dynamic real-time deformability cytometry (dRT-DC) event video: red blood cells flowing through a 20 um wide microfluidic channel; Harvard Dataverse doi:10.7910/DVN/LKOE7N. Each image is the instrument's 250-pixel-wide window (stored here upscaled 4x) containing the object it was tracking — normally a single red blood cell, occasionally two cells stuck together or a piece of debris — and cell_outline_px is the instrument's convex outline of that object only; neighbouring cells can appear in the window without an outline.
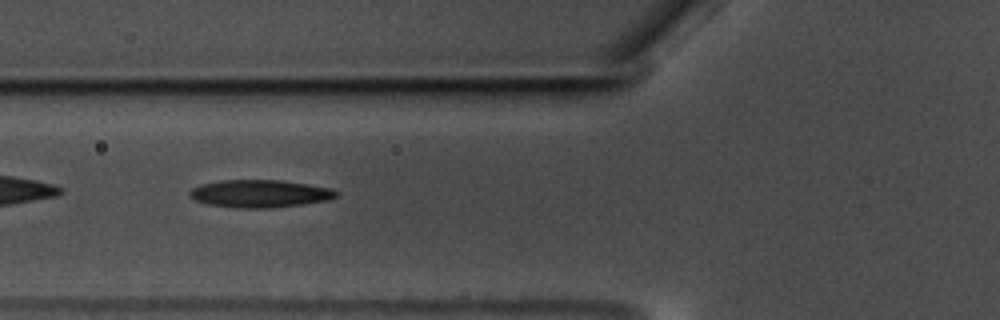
{"species": "common noctule bat (a hibernating species)", "species_latin": "Nyctalus noctula", "temperature_condition": "warm", "stored_images_in_passage": 51, "camera_frame_rate_fps": 3000, "um_per_image_px": 0.085, "animal": {"sex": "male", "body_mass_g": 17.5, "forearm_length_mm": 52.3}, "frame": {"image": 1, "passage_image": 15, "time_ms": 4.667, "image_size_px": [1000, 320], "cell_outline_px": [[340, 192], [336, 196], [328, 200], [304, 204], [268, 208], [236, 208], [208, 204], [196, 200], [188, 196], [188, 192], [192, 188], [200, 184], [224, 180], [280, 180], [308, 184], [332, 188]], "centroid_in_image_um": [22.09, 16.46], "position_along_channel_um": 103.7, "area_um2": 23.7}}
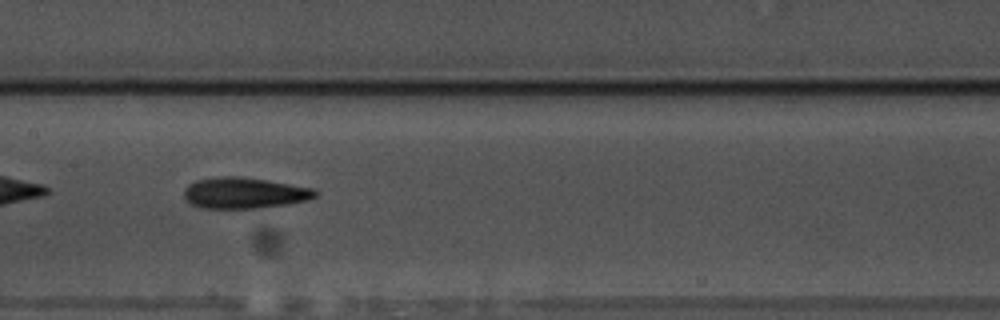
{"frame": {"image": 2, "passage_image": 22, "time_ms": 7.0, "image_size_px": [1000, 320], "cell_outline_px": [[320, 192], [316, 196], [308, 200], [288, 204], [260, 208], [204, 208], [192, 204], [184, 196], [184, 188], [188, 184], [196, 180], [220, 176], [240, 176], [316, 188]], "centroid_in_image_um": [20.81, 16.39], "position_along_channel_um": 186.6, "area_um2": 23.87}, "authors_computed_cell_mechanics": {"area_um2": 22.6576, "velocity_mm_per_s": 3.5473, "shape_relaxation_time_tau1_ms": 7.0191, "shape_relaxation_time_tau2_ms": 4.2482, "deformation_change_tau1": 0.2253, "deformation_change_tau2": 0.1498}}